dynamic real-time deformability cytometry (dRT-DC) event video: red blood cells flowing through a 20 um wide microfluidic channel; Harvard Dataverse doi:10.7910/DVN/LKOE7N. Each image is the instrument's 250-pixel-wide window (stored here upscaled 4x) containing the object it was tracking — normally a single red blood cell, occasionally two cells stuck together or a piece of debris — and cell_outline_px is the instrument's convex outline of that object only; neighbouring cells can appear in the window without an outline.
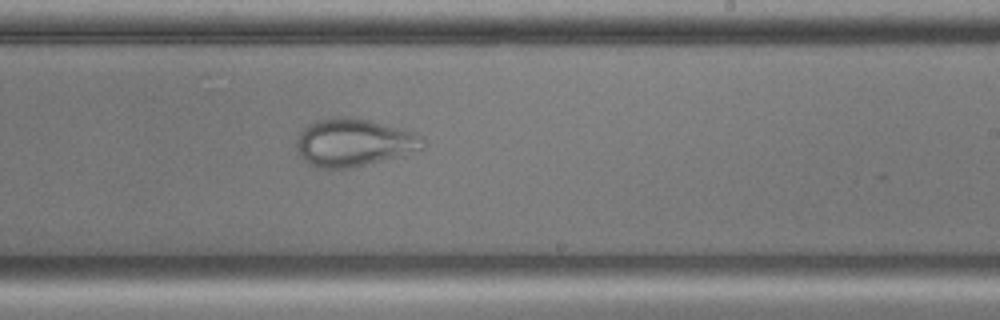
{"species": "common noctule bat (a hibernating species)", "species_latin": "Nyctalus noctula", "temperature_condition": "cold", "stored_images_in_passage": 43, "camera_frame_rate_fps": 3000, "um_per_image_px": 0.085, "animal": {"sex": "male", "body_mass_g": 17.9, "forearm_length_mm": 54.2}, "frame": {"image": 1, "passage_image": 28, "time_ms": 9.0, "image_size_px": [1000, 320], "cell_outline_px": [[424, 140], [420, 148], [396, 156], [352, 168], [316, 168], [308, 164], [300, 156], [296, 144], [296, 140], [300, 132], [308, 124], [316, 120], [332, 116], [356, 116], [404, 128], [416, 132], [424, 136]], "centroid_in_image_um": [30.03, 12.07], "position_along_channel_um": 259.0, "area_um2": 35.43}}